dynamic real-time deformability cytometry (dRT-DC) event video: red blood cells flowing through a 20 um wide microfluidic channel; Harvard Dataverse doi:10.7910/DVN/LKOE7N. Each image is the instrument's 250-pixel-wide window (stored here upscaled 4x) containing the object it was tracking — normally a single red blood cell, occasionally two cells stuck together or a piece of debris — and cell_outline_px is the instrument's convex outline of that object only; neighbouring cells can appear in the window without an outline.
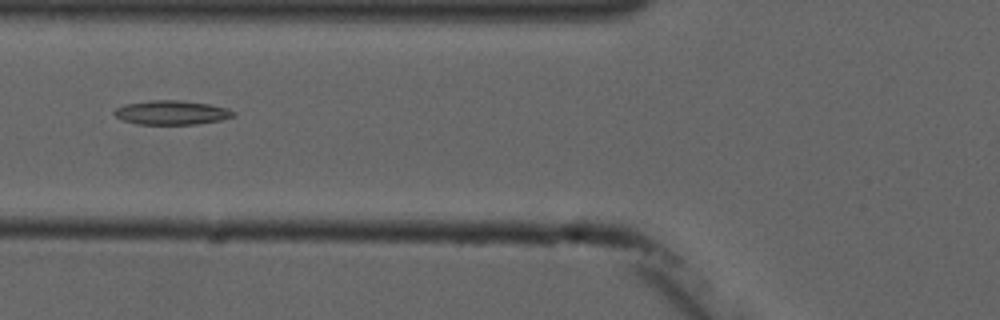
{"species": "common noctule bat (a hibernating species)", "species_latin": "Nyctalus noctula", "temperature_condition": "cold", "stored_images_in_passage": 6, "camera_frame_rate_fps": 3000, "um_per_image_px": 0.085, "animal": {"sex": "male", "forearm_length_mm": 52.5}, "frame": {"image": 1, "passage_image": 6, "time_ms": 5.667, "image_size_px": [1000, 320], "cell_outline_px": [[236, 116], [220, 120], [196, 124], [136, 124], [124, 120], [116, 116], [112, 112], [116, 108], [124, 104], [152, 100], [176, 100], [208, 104], [228, 108], [236, 112]], "centroid_in_image_um": [14.6, 9.57], "position_along_channel_um": 111.2, "area_um2": 16.7}}